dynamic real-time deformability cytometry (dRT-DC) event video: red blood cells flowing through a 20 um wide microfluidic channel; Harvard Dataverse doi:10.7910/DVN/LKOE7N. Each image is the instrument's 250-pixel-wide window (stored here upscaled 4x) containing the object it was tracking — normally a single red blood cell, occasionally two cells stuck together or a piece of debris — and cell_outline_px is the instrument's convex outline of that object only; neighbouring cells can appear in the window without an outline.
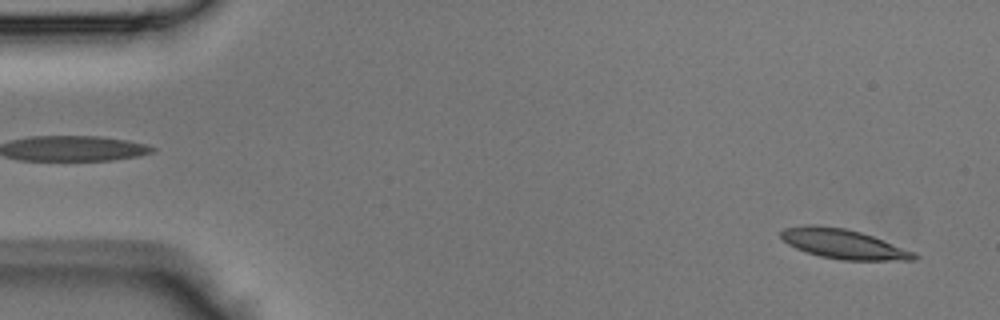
{"species": "Egyptian fruit bat (a non-hibernating species)", "species_latin": "Rousettus aegyptiacus", "temperature_condition": "room temperature", "stored_images_in_passage": 43, "camera_frame_rate_fps": 3000, "um_per_image_px": 0.085, "animal": {"sex": "male"}, "frame": {"image": 1, "passage_image": 2, "time_ms": 0.333, "image_size_px": [1000, 320], "cell_outline_px": [[920, 256], [916, 260], [840, 260], [820, 256], [796, 248], [788, 244], [780, 236], [780, 232], [784, 228], [804, 224], [816, 224], [844, 228], [860, 232], [872, 236], [916, 252]], "centroid_in_image_um": [71.69, 20.73], "position_along_channel_um": 13.3, "area_um2": 23.06}}
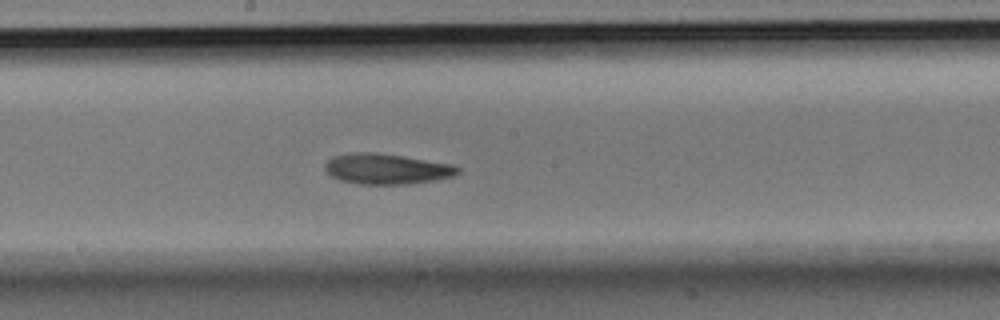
{"frame": {"image": 2, "passage_image": 23, "time_ms": 7.333, "image_size_px": [1000, 320], "cell_outline_px": [[460, 172], [452, 176], [436, 180], [408, 184], [356, 184], [340, 180], [332, 176], [324, 168], [324, 164], [332, 156], [352, 152], [372, 152], [404, 156], [452, 164], [460, 168]], "centroid_in_image_um": [32.85, 14.35], "position_along_channel_um": 215.3, "area_um2": 23.7}}
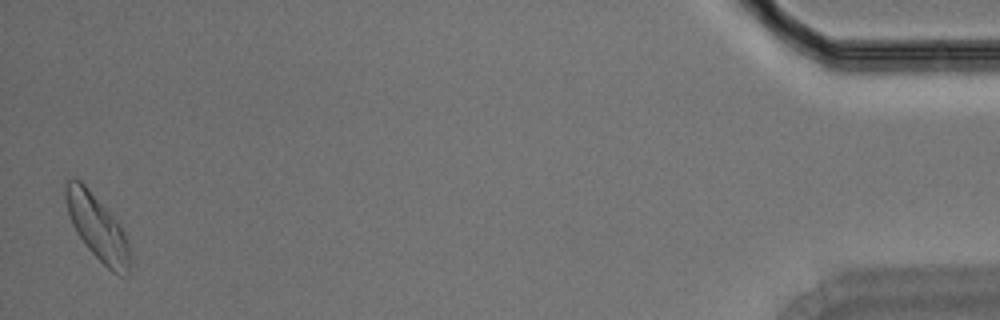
{"frame": {"image": 3, "passage_image": 43, "time_ms": 14.0, "image_size_px": [1000, 320], "cell_outline_px": [[132, 264], [128, 276], [112, 272], [84, 244], [76, 232], [68, 216], [64, 196], [64, 184], [72, 176], [76, 176], [88, 188], [120, 224], [124, 232], [128, 244], [132, 260]], "centroid_in_image_um": [8.26, 19.31], "position_along_channel_um": 426.9, "area_um2": 24.68}}